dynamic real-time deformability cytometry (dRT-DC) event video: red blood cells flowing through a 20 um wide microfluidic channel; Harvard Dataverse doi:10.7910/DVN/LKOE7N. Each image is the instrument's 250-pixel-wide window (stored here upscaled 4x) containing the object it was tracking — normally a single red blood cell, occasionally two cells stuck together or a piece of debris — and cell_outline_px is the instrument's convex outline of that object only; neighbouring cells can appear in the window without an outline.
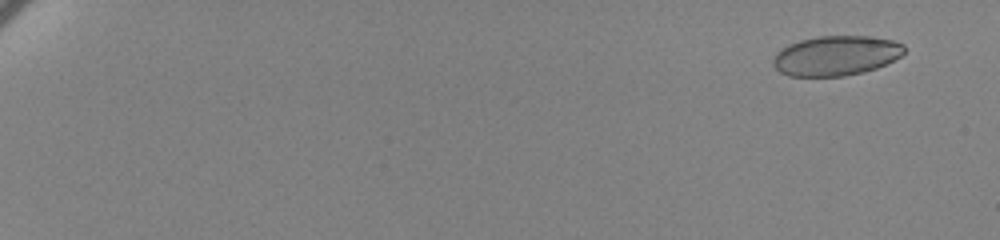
{"species": "human", "species_latin": "Homo sapiens", "temperature_condition": "cold", "stored_images_in_passage": 64, "camera_frame_rate_fps": 3000, "um_per_image_px": 0.085, "donor": {"sex": "female"}, "frame": {"image": 1, "passage_image": 5, "time_ms": 1.333, "image_size_px": [1000, 240], "cell_outline_px": [[904, 52], [900, 56], [876, 68], [864, 72], [844, 76], [788, 76], [780, 72], [772, 64], [772, 60], [776, 52], [788, 44], [800, 40], [820, 36], [868, 36], [892, 40], [904, 44]], "centroid_in_image_um": [71.03, 4.73], "position_along_channel_um": 14.0, "area_um2": 30.4}}
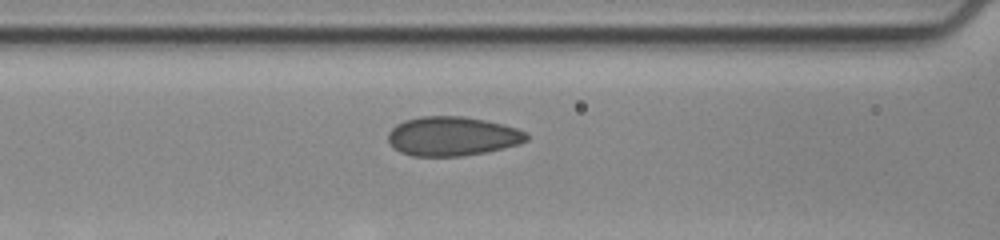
{"frame": {"image": 2, "passage_image": 32, "time_ms": 10.333, "image_size_px": [1000, 240], "cell_outline_px": [[528, 140], [504, 148], [488, 152], [464, 156], [412, 156], [400, 152], [388, 140], [388, 132], [396, 124], [404, 120], [420, 116], [464, 116], [504, 124], [528, 132]], "centroid_in_image_um": [38.46, 11.58], "position_along_channel_um": 128.1, "area_um2": 31.79}}
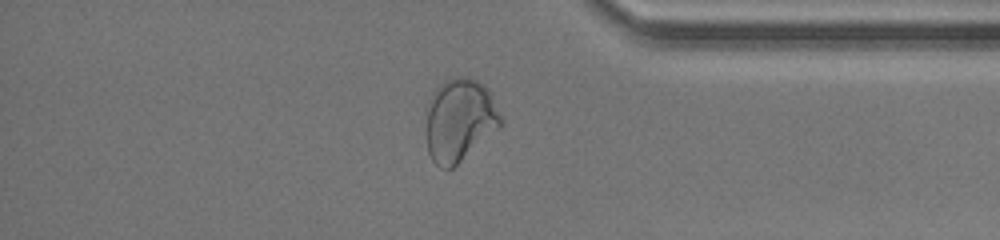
{"frame": {"image": 3, "passage_image": 56, "time_ms": 18.333, "image_size_px": [1000, 240], "cell_outline_px": [[500, 124], [496, 128], [452, 168], [440, 168], [432, 160], [428, 152], [424, 112], [428, 100], [436, 88], [444, 80], [452, 76], [468, 76], [484, 84], [488, 88], [500, 116]], "centroid_in_image_um": [38.97, 10.14], "position_along_channel_um": 396.2, "area_um2": 35.84}}